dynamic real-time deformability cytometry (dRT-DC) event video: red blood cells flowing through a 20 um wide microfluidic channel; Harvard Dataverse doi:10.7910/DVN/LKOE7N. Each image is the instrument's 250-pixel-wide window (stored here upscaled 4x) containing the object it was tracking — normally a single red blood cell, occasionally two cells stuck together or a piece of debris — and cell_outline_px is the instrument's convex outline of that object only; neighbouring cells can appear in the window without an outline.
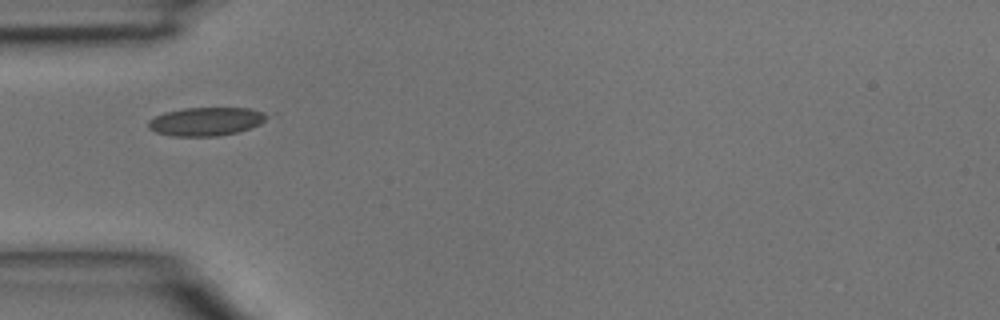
{"species": "common noctule bat (a hibernating species)", "species_latin": "Nyctalus noctula", "temperature_condition": "room temperature", "stored_images_in_passage": 3, "camera_frame_rate_fps": 3000, "um_per_image_px": 0.085, "animal": {"sex": "male", "body_mass_g": 15.6}, "frame": {"image": 1, "passage_image": 1, "time_ms": 0.0, "image_size_px": [1000, 320], "cell_outline_px": [[268, 116], [260, 124], [236, 132], [216, 136], [172, 136], [156, 132], [148, 128], [148, 120], [164, 112], [184, 108], [248, 108], [264, 112]], "centroid_in_image_um": [17.47, 10.32], "position_along_channel_um": 67.5, "area_um2": 19.48}}